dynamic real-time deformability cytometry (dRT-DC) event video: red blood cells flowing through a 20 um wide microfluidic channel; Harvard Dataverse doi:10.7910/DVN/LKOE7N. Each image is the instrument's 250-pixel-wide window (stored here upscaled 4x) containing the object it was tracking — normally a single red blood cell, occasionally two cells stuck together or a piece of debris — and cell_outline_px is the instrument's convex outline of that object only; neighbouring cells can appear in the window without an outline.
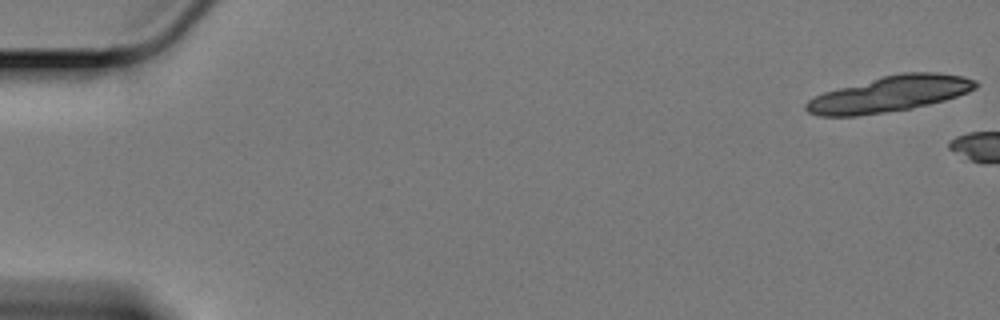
{"species": "Egyptian fruit bat (a non-hibernating species)", "species_latin": "Rousettus aegyptiacus", "temperature_condition": "cold", "stored_images_in_passage": 5, "camera_frame_rate_fps": 3000, "um_per_image_px": 0.085, "animal": {"sex": "female"}, "frame": {"image": 1, "passage_image": 1, "time_ms": 0.0, "image_size_px": [1000, 320], "cell_outline_px": [[980, 84], [976, 88], [968, 92], [944, 100], [912, 108], [856, 116], [820, 116], [808, 112], [804, 108], [804, 104], [808, 100], [824, 92], [884, 76], [900, 72], [940, 72], [964, 76], [976, 80]], "centroid_in_image_um": [75.66, 7.98], "position_along_channel_um": 9.3, "area_um2": 35.14}}